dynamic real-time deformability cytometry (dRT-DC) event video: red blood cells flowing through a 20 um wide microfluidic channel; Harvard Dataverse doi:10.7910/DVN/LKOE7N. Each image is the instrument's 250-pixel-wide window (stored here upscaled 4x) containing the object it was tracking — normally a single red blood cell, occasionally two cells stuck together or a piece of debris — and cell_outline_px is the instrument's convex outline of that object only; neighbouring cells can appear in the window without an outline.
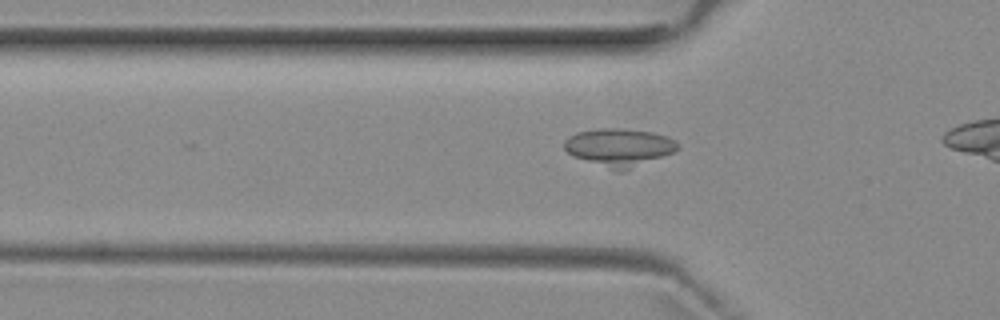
{"species": "common noctule bat (a hibernating species)", "species_latin": "Nyctalus noctula", "temperature_condition": "room temperature", "stored_images_in_passage": 4, "camera_frame_rate_fps": 3000, "um_per_image_px": 0.085, "animal": {"sex": "female", "body_mass_g": 29.2, "forearm_length_mm": 56.3}, "frame": {"image": 1, "passage_image": 3, "time_ms": 2.333, "image_size_px": [1000, 320], "cell_outline_px": [[680, 148], [672, 152], [624, 172], [616, 172], [572, 156], [564, 148], [564, 140], [568, 136], [576, 132], [600, 128], [620, 128], [652, 132], [668, 136], [676, 140], [680, 144]], "centroid_in_image_um": [52.62, 12.53], "position_along_channel_um": 73.2, "area_um2": 25.32}}